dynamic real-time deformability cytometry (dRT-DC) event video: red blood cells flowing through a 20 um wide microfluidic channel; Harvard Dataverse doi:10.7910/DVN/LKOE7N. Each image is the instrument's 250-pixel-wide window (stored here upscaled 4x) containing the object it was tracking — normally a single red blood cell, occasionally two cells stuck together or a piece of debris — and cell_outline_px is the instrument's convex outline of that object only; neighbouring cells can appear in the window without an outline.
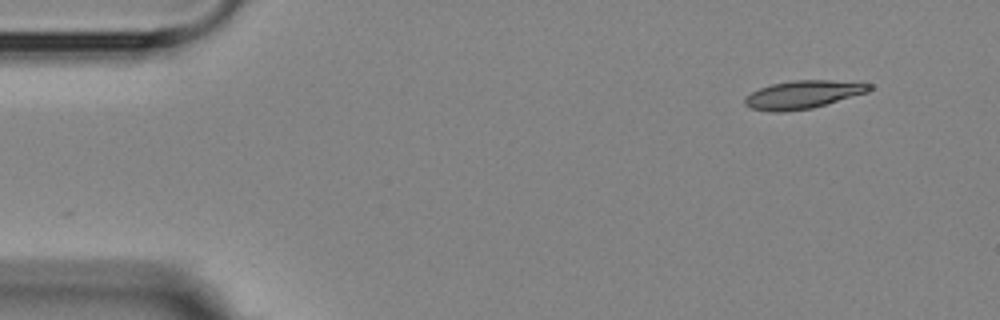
{"species": "Egyptian fruit bat (a non-hibernating species)", "species_latin": "Rousettus aegyptiacus", "temperature_condition": "room temperature", "stored_images_in_passage": 4, "camera_frame_rate_fps": 3000, "um_per_image_px": 0.085, "animal": {"sex": "female"}, "frame": {"image": 1, "passage_image": 1, "time_ms": 0.0, "image_size_px": [1000, 320], "cell_outline_px": [[872, 88], [868, 92], [812, 108], [784, 112], [768, 112], [748, 108], [744, 104], [744, 96], [760, 88], [772, 84], [792, 80], [832, 80], [872, 84]], "centroid_in_image_um": [68.2, 8.05], "position_along_channel_um": 16.8, "area_um2": 20.46}}
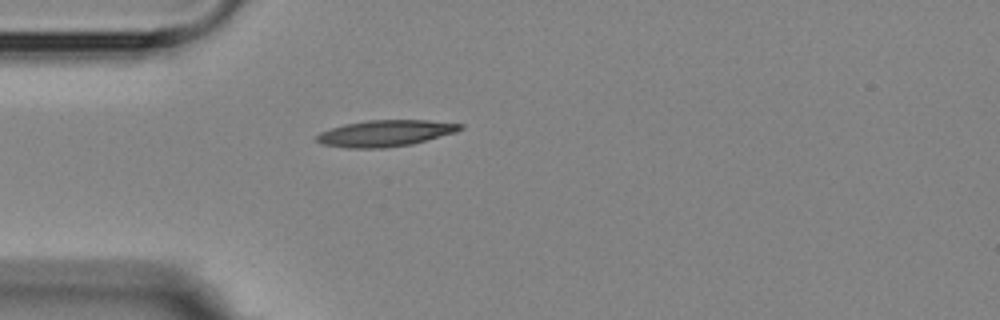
{"frame": {"image": 2, "passage_image": 4, "time_ms": 3.333, "image_size_px": [1000, 320], "cell_outline_px": [[464, 128], [456, 132], [412, 144], [384, 148], [348, 148], [320, 144], [316, 140], [316, 136], [320, 132], [344, 124], [368, 120], [428, 120], [464, 124]], "centroid_in_image_um": [32.76, 11.33], "position_along_channel_um": 52.2, "area_um2": 22.08}}